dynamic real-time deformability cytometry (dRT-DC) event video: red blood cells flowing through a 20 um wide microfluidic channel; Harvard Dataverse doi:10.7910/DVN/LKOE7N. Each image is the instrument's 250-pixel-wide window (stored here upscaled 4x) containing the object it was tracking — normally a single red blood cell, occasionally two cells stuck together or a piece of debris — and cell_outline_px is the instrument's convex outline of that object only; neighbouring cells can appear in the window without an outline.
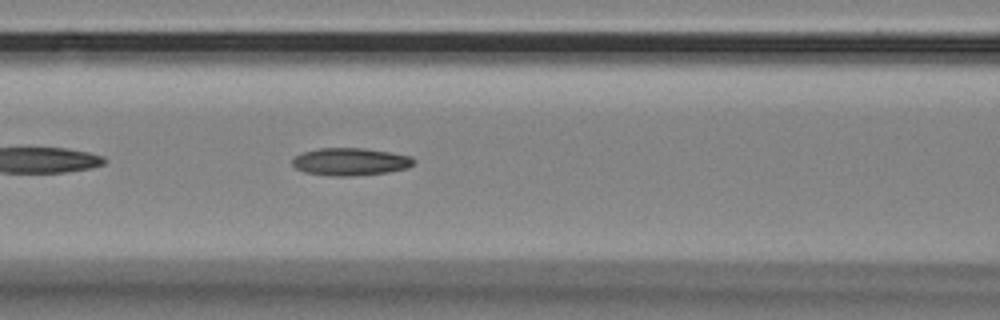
{"species": "Egyptian fruit bat (a non-hibernating species)", "species_latin": "Rousettus aegyptiacus", "temperature_condition": "room temperature", "stored_images_in_passage": 33, "camera_frame_rate_fps": 3000, "um_per_image_px": 0.085, "animal": {"sex": "female"}, "frame": {"image": 1, "passage_image": 6, "time_ms": 1.667, "image_size_px": [1000, 320], "cell_outline_px": [[416, 160], [408, 168], [388, 172], [352, 176], [328, 176], [304, 172], [296, 168], [292, 164], [292, 160], [296, 156], [304, 152], [320, 148], [364, 148], [412, 156]], "centroid_in_image_um": [29.79, 13.75], "position_along_channel_um": 136.8, "area_um2": 19.48}}
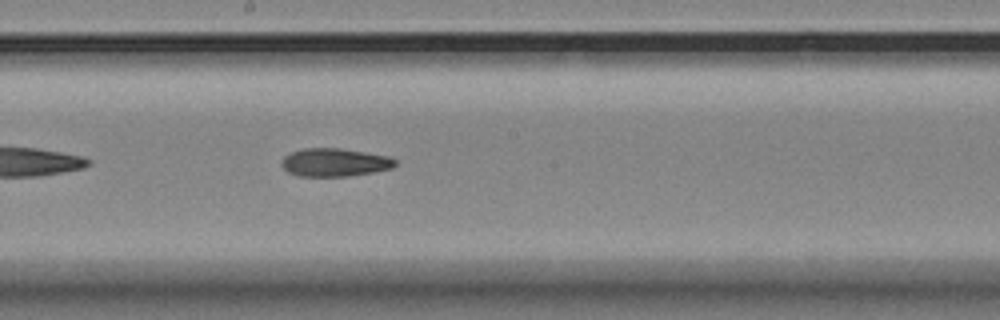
{"frame": {"image": 2, "passage_image": 13, "time_ms": 4.0, "image_size_px": [1000, 320], "cell_outline_px": [[396, 164], [392, 168], [372, 172], [348, 176], [296, 176], [288, 172], [280, 164], [280, 160], [284, 156], [292, 152], [304, 148], [340, 148], [392, 156], [396, 160]], "centroid_in_image_um": [28.44, 13.8], "position_along_channel_um": 219.8, "area_um2": 18.79}}
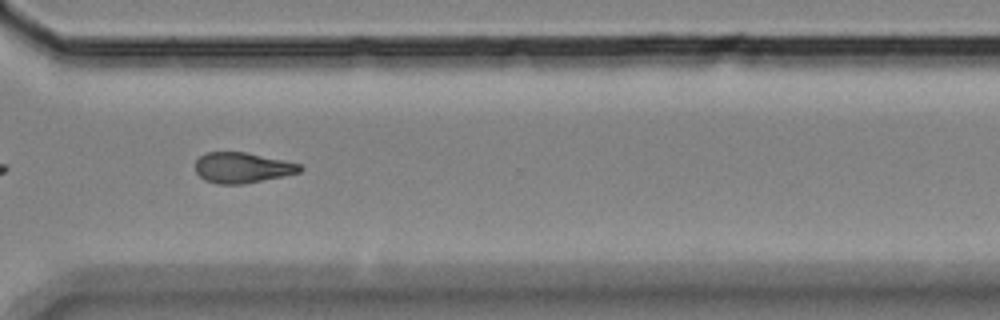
{"frame": {"image": 3, "passage_image": 24, "time_ms": 7.667, "image_size_px": [1000, 320], "cell_outline_px": [[304, 168], [300, 172], [284, 176], [244, 184], [216, 184], [204, 180], [196, 172], [196, 160], [200, 156], [208, 152], [244, 152], [300, 164]], "centroid_in_image_um": [20.58, 14.27], "position_along_channel_um": 350.0, "area_um2": 18.5}}